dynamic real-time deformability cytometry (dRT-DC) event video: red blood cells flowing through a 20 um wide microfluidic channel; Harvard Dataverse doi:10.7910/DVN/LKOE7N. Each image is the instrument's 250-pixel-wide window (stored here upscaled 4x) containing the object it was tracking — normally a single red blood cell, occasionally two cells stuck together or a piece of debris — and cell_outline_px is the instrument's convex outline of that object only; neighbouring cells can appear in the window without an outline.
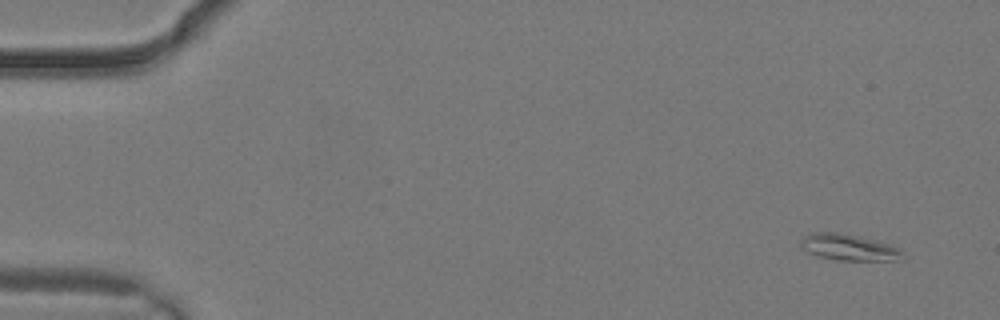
{"species": "common noctule bat (a hibernating species)", "species_latin": "Nyctalus noctula", "temperature_condition": "warm", "stored_images_in_passage": 4, "camera_frame_rate_fps": 3000, "um_per_image_px": 0.085, "animal": {"sex": "male", "body_mass_g": 19.2, "forearm_length_mm": 51.8}, "frame": {"image": 1, "passage_image": 4, "time_ms": 1.0, "image_size_px": [1000, 320], "cell_outline_px": [[904, 260], [836, 260], [816, 256], [808, 252], [800, 244], [800, 240], [804, 236], [812, 232], [836, 232], [856, 236], [888, 244], [896, 248], [900, 252]], "centroid_in_image_um": [72.07, 21.03], "position_along_channel_um": 12.9, "area_um2": 15.26}}